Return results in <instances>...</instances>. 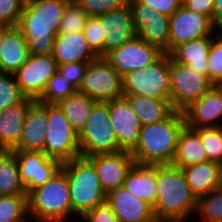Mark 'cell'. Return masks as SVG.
<instances>
[{
	"mask_svg": "<svg viewBox=\"0 0 222 222\" xmlns=\"http://www.w3.org/2000/svg\"><path fill=\"white\" fill-rule=\"evenodd\" d=\"M35 100L25 98L22 102L0 111V149L12 151L20 142L29 106Z\"/></svg>",
	"mask_w": 222,
	"mask_h": 222,
	"instance_id": "obj_23",
	"label": "cell"
},
{
	"mask_svg": "<svg viewBox=\"0 0 222 222\" xmlns=\"http://www.w3.org/2000/svg\"><path fill=\"white\" fill-rule=\"evenodd\" d=\"M96 102H109L124 97L122 76L105 57L88 63L83 82L78 89Z\"/></svg>",
	"mask_w": 222,
	"mask_h": 222,
	"instance_id": "obj_9",
	"label": "cell"
},
{
	"mask_svg": "<svg viewBox=\"0 0 222 222\" xmlns=\"http://www.w3.org/2000/svg\"><path fill=\"white\" fill-rule=\"evenodd\" d=\"M29 221H31V220H29V218H25L23 221H21V222H29Z\"/></svg>",
	"mask_w": 222,
	"mask_h": 222,
	"instance_id": "obj_49",
	"label": "cell"
},
{
	"mask_svg": "<svg viewBox=\"0 0 222 222\" xmlns=\"http://www.w3.org/2000/svg\"><path fill=\"white\" fill-rule=\"evenodd\" d=\"M157 203L154 215L169 222H186L196 213L197 198L190 191L181 168L157 165Z\"/></svg>",
	"mask_w": 222,
	"mask_h": 222,
	"instance_id": "obj_3",
	"label": "cell"
},
{
	"mask_svg": "<svg viewBox=\"0 0 222 222\" xmlns=\"http://www.w3.org/2000/svg\"><path fill=\"white\" fill-rule=\"evenodd\" d=\"M47 103L34 101L28 108L19 144L13 150L43 152Z\"/></svg>",
	"mask_w": 222,
	"mask_h": 222,
	"instance_id": "obj_21",
	"label": "cell"
},
{
	"mask_svg": "<svg viewBox=\"0 0 222 222\" xmlns=\"http://www.w3.org/2000/svg\"><path fill=\"white\" fill-rule=\"evenodd\" d=\"M124 97L129 101L142 126L161 122L175 111L171 100H158L142 95H124Z\"/></svg>",
	"mask_w": 222,
	"mask_h": 222,
	"instance_id": "obj_29",
	"label": "cell"
},
{
	"mask_svg": "<svg viewBox=\"0 0 222 222\" xmlns=\"http://www.w3.org/2000/svg\"><path fill=\"white\" fill-rule=\"evenodd\" d=\"M129 7L137 36L156 46L161 52L169 54V17L137 0H130Z\"/></svg>",
	"mask_w": 222,
	"mask_h": 222,
	"instance_id": "obj_11",
	"label": "cell"
},
{
	"mask_svg": "<svg viewBox=\"0 0 222 222\" xmlns=\"http://www.w3.org/2000/svg\"><path fill=\"white\" fill-rule=\"evenodd\" d=\"M43 152L61 163L80 157L78 133L58 104L47 103V128Z\"/></svg>",
	"mask_w": 222,
	"mask_h": 222,
	"instance_id": "obj_8",
	"label": "cell"
},
{
	"mask_svg": "<svg viewBox=\"0 0 222 222\" xmlns=\"http://www.w3.org/2000/svg\"><path fill=\"white\" fill-rule=\"evenodd\" d=\"M124 95H142L170 100V55L163 53L155 62L122 76Z\"/></svg>",
	"mask_w": 222,
	"mask_h": 222,
	"instance_id": "obj_6",
	"label": "cell"
},
{
	"mask_svg": "<svg viewBox=\"0 0 222 222\" xmlns=\"http://www.w3.org/2000/svg\"><path fill=\"white\" fill-rule=\"evenodd\" d=\"M28 215L35 222H65L73 215L69 184L60 169L45 184L27 195ZM69 216V217H68Z\"/></svg>",
	"mask_w": 222,
	"mask_h": 222,
	"instance_id": "obj_4",
	"label": "cell"
},
{
	"mask_svg": "<svg viewBox=\"0 0 222 222\" xmlns=\"http://www.w3.org/2000/svg\"><path fill=\"white\" fill-rule=\"evenodd\" d=\"M89 62H73L58 65L57 71L77 90L80 88Z\"/></svg>",
	"mask_w": 222,
	"mask_h": 222,
	"instance_id": "obj_42",
	"label": "cell"
},
{
	"mask_svg": "<svg viewBox=\"0 0 222 222\" xmlns=\"http://www.w3.org/2000/svg\"><path fill=\"white\" fill-rule=\"evenodd\" d=\"M183 114L185 125L192 129L222 126V85H213L185 108Z\"/></svg>",
	"mask_w": 222,
	"mask_h": 222,
	"instance_id": "obj_17",
	"label": "cell"
},
{
	"mask_svg": "<svg viewBox=\"0 0 222 222\" xmlns=\"http://www.w3.org/2000/svg\"><path fill=\"white\" fill-rule=\"evenodd\" d=\"M28 56L27 43L20 29L5 25L4 40L0 46V73L14 74Z\"/></svg>",
	"mask_w": 222,
	"mask_h": 222,
	"instance_id": "obj_25",
	"label": "cell"
},
{
	"mask_svg": "<svg viewBox=\"0 0 222 222\" xmlns=\"http://www.w3.org/2000/svg\"><path fill=\"white\" fill-rule=\"evenodd\" d=\"M27 195L19 180V169L13 151L0 153V196Z\"/></svg>",
	"mask_w": 222,
	"mask_h": 222,
	"instance_id": "obj_31",
	"label": "cell"
},
{
	"mask_svg": "<svg viewBox=\"0 0 222 222\" xmlns=\"http://www.w3.org/2000/svg\"><path fill=\"white\" fill-rule=\"evenodd\" d=\"M190 191L198 199L216 190L222 184V165L214 161L181 168Z\"/></svg>",
	"mask_w": 222,
	"mask_h": 222,
	"instance_id": "obj_22",
	"label": "cell"
},
{
	"mask_svg": "<svg viewBox=\"0 0 222 222\" xmlns=\"http://www.w3.org/2000/svg\"><path fill=\"white\" fill-rule=\"evenodd\" d=\"M157 165L135 163L123 182L135 197L145 200L153 208L157 203Z\"/></svg>",
	"mask_w": 222,
	"mask_h": 222,
	"instance_id": "obj_26",
	"label": "cell"
},
{
	"mask_svg": "<svg viewBox=\"0 0 222 222\" xmlns=\"http://www.w3.org/2000/svg\"><path fill=\"white\" fill-rule=\"evenodd\" d=\"M53 55L29 54L27 61L14 73L22 93L33 100L42 94L47 81L57 72Z\"/></svg>",
	"mask_w": 222,
	"mask_h": 222,
	"instance_id": "obj_14",
	"label": "cell"
},
{
	"mask_svg": "<svg viewBox=\"0 0 222 222\" xmlns=\"http://www.w3.org/2000/svg\"><path fill=\"white\" fill-rule=\"evenodd\" d=\"M27 215V195L0 196V222H21Z\"/></svg>",
	"mask_w": 222,
	"mask_h": 222,
	"instance_id": "obj_33",
	"label": "cell"
},
{
	"mask_svg": "<svg viewBox=\"0 0 222 222\" xmlns=\"http://www.w3.org/2000/svg\"><path fill=\"white\" fill-rule=\"evenodd\" d=\"M89 17L100 16L127 6L130 0H76Z\"/></svg>",
	"mask_w": 222,
	"mask_h": 222,
	"instance_id": "obj_40",
	"label": "cell"
},
{
	"mask_svg": "<svg viewBox=\"0 0 222 222\" xmlns=\"http://www.w3.org/2000/svg\"><path fill=\"white\" fill-rule=\"evenodd\" d=\"M211 45L212 35L183 43L169 55L176 62L187 65L195 72L207 76L208 54Z\"/></svg>",
	"mask_w": 222,
	"mask_h": 222,
	"instance_id": "obj_27",
	"label": "cell"
},
{
	"mask_svg": "<svg viewBox=\"0 0 222 222\" xmlns=\"http://www.w3.org/2000/svg\"><path fill=\"white\" fill-rule=\"evenodd\" d=\"M52 55L57 65L90 62L98 57L89 47L83 31L73 34H58L55 37Z\"/></svg>",
	"mask_w": 222,
	"mask_h": 222,
	"instance_id": "obj_24",
	"label": "cell"
},
{
	"mask_svg": "<svg viewBox=\"0 0 222 222\" xmlns=\"http://www.w3.org/2000/svg\"><path fill=\"white\" fill-rule=\"evenodd\" d=\"M213 25L222 30V0H214Z\"/></svg>",
	"mask_w": 222,
	"mask_h": 222,
	"instance_id": "obj_46",
	"label": "cell"
},
{
	"mask_svg": "<svg viewBox=\"0 0 222 222\" xmlns=\"http://www.w3.org/2000/svg\"><path fill=\"white\" fill-rule=\"evenodd\" d=\"M25 98L15 75L0 73V111L22 102Z\"/></svg>",
	"mask_w": 222,
	"mask_h": 222,
	"instance_id": "obj_37",
	"label": "cell"
},
{
	"mask_svg": "<svg viewBox=\"0 0 222 222\" xmlns=\"http://www.w3.org/2000/svg\"><path fill=\"white\" fill-rule=\"evenodd\" d=\"M97 17L104 33L103 57L137 36L129 5Z\"/></svg>",
	"mask_w": 222,
	"mask_h": 222,
	"instance_id": "obj_19",
	"label": "cell"
},
{
	"mask_svg": "<svg viewBox=\"0 0 222 222\" xmlns=\"http://www.w3.org/2000/svg\"><path fill=\"white\" fill-rule=\"evenodd\" d=\"M147 222H169L168 220H164V219H161L159 217H153L152 219H150L149 221Z\"/></svg>",
	"mask_w": 222,
	"mask_h": 222,
	"instance_id": "obj_48",
	"label": "cell"
},
{
	"mask_svg": "<svg viewBox=\"0 0 222 222\" xmlns=\"http://www.w3.org/2000/svg\"><path fill=\"white\" fill-rule=\"evenodd\" d=\"M61 170L66 174L69 184L73 215L83 216L106 201L97 171L87 158L79 157L64 162Z\"/></svg>",
	"mask_w": 222,
	"mask_h": 222,
	"instance_id": "obj_5",
	"label": "cell"
},
{
	"mask_svg": "<svg viewBox=\"0 0 222 222\" xmlns=\"http://www.w3.org/2000/svg\"><path fill=\"white\" fill-rule=\"evenodd\" d=\"M212 86L206 75L176 62L170 56V100L175 110L183 111Z\"/></svg>",
	"mask_w": 222,
	"mask_h": 222,
	"instance_id": "obj_10",
	"label": "cell"
},
{
	"mask_svg": "<svg viewBox=\"0 0 222 222\" xmlns=\"http://www.w3.org/2000/svg\"><path fill=\"white\" fill-rule=\"evenodd\" d=\"M207 161L209 160L200 135L194 129L184 125L177 138L176 152L171 165L184 168Z\"/></svg>",
	"mask_w": 222,
	"mask_h": 222,
	"instance_id": "obj_28",
	"label": "cell"
},
{
	"mask_svg": "<svg viewBox=\"0 0 222 222\" xmlns=\"http://www.w3.org/2000/svg\"><path fill=\"white\" fill-rule=\"evenodd\" d=\"M5 35V25H0V46L3 43Z\"/></svg>",
	"mask_w": 222,
	"mask_h": 222,
	"instance_id": "obj_47",
	"label": "cell"
},
{
	"mask_svg": "<svg viewBox=\"0 0 222 222\" xmlns=\"http://www.w3.org/2000/svg\"><path fill=\"white\" fill-rule=\"evenodd\" d=\"M17 159L19 180L28 195L33 189L45 184L60 169L62 163L44 152L12 150Z\"/></svg>",
	"mask_w": 222,
	"mask_h": 222,
	"instance_id": "obj_13",
	"label": "cell"
},
{
	"mask_svg": "<svg viewBox=\"0 0 222 222\" xmlns=\"http://www.w3.org/2000/svg\"><path fill=\"white\" fill-rule=\"evenodd\" d=\"M82 218L87 222H118L116 215L106 201L86 212Z\"/></svg>",
	"mask_w": 222,
	"mask_h": 222,
	"instance_id": "obj_43",
	"label": "cell"
},
{
	"mask_svg": "<svg viewBox=\"0 0 222 222\" xmlns=\"http://www.w3.org/2000/svg\"><path fill=\"white\" fill-rule=\"evenodd\" d=\"M88 15L76 1H69L60 21L58 34L76 33L83 31Z\"/></svg>",
	"mask_w": 222,
	"mask_h": 222,
	"instance_id": "obj_34",
	"label": "cell"
},
{
	"mask_svg": "<svg viewBox=\"0 0 222 222\" xmlns=\"http://www.w3.org/2000/svg\"><path fill=\"white\" fill-rule=\"evenodd\" d=\"M162 54L163 52L156 46L150 45L136 36L113 50L105 58L121 76H124L130 71L152 64Z\"/></svg>",
	"mask_w": 222,
	"mask_h": 222,
	"instance_id": "obj_15",
	"label": "cell"
},
{
	"mask_svg": "<svg viewBox=\"0 0 222 222\" xmlns=\"http://www.w3.org/2000/svg\"><path fill=\"white\" fill-rule=\"evenodd\" d=\"M180 3H181V5L186 1V0H178Z\"/></svg>",
	"mask_w": 222,
	"mask_h": 222,
	"instance_id": "obj_50",
	"label": "cell"
},
{
	"mask_svg": "<svg viewBox=\"0 0 222 222\" xmlns=\"http://www.w3.org/2000/svg\"><path fill=\"white\" fill-rule=\"evenodd\" d=\"M182 5L188 10L207 16L213 24L214 0H186Z\"/></svg>",
	"mask_w": 222,
	"mask_h": 222,
	"instance_id": "obj_45",
	"label": "cell"
},
{
	"mask_svg": "<svg viewBox=\"0 0 222 222\" xmlns=\"http://www.w3.org/2000/svg\"><path fill=\"white\" fill-rule=\"evenodd\" d=\"M184 125V114L180 110H175L161 122L143 125L137 146L131 152L135 163L170 165L175 156L178 135Z\"/></svg>",
	"mask_w": 222,
	"mask_h": 222,
	"instance_id": "obj_2",
	"label": "cell"
},
{
	"mask_svg": "<svg viewBox=\"0 0 222 222\" xmlns=\"http://www.w3.org/2000/svg\"><path fill=\"white\" fill-rule=\"evenodd\" d=\"M196 213L204 222H222V184L211 193L197 199Z\"/></svg>",
	"mask_w": 222,
	"mask_h": 222,
	"instance_id": "obj_35",
	"label": "cell"
},
{
	"mask_svg": "<svg viewBox=\"0 0 222 222\" xmlns=\"http://www.w3.org/2000/svg\"><path fill=\"white\" fill-rule=\"evenodd\" d=\"M76 91L77 89L57 71L47 81L43 94L36 101L39 103L58 104Z\"/></svg>",
	"mask_w": 222,
	"mask_h": 222,
	"instance_id": "obj_32",
	"label": "cell"
},
{
	"mask_svg": "<svg viewBox=\"0 0 222 222\" xmlns=\"http://www.w3.org/2000/svg\"><path fill=\"white\" fill-rule=\"evenodd\" d=\"M69 0H25L17 27L29 54L52 55L55 37Z\"/></svg>",
	"mask_w": 222,
	"mask_h": 222,
	"instance_id": "obj_1",
	"label": "cell"
},
{
	"mask_svg": "<svg viewBox=\"0 0 222 222\" xmlns=\"http://www.w3.org/2000/svg\"><path fill=\"white\" fill-rule=\"evenodd\" d=\"M139 3L147 5L150 9L170 17L180 6L178 0H137Z\"/></svg>",
	"mask_w": 222,
	"mask_h": 222,
	"instance_id": "obj_44",
	"label": "cell"
},
{
	"mask_svg": "<svg viewBox=\"0 0 222 222\" xmlns=\"http://www.w3.org/2000/svg\"><path fill=\"white\" fill-rule=\"evenodd\" d=\"M25 0H0V25H18Z\"/></svg>",
	"mask_w": 222,
	"mask_h": 222,
	"instance_id": "obj_41",
	"label": "cell"
},
{
	"mask_svg": "<svg viewBox=\"0 0 222 222\" xmlns=\"http://www.w3.org/2000/svg\"><path fill=\"white\" fill-rule=\"evenodd\" d=\"M106 202L118 222H147L155 217L150 204L135 197L123 186L110 190L106 194Z\"/></svg>",
	"mask_w": 222,
	"mask_h": 222,
	"instance_id": "obj_20",
	"label": "cell"
},
{
	"mask_svg": "<svg viewBox=\"0 0 222 222\" xmlns=\"http://www.w3.org/2000/svg\"><path fill=\"white\" fill-rule=\"evenodd\" d=\"M216 27L205 15L181 5L169 17V54L179 45L191 40L211 36ZM214 32V33H213Z\"/></svg>",
	"mask_w": 222,
	"mask_h": 222,
	"instance_id": "obj_12",
	"label": "cell"
},
{
	"mask_svg": "<svg viewBox=\"0 0 222 222\" xmlns=\"http://www.w3.org/2000/svg\"><path fill=\"white\" fill-rule=\"evenodd\" d=\"M83 33L92 51L98 57H103L104 33L99 18L88 17Z\"/></svg>",
	"mask_w": 222,
	"mask_h": 222,
	"instance_id": "obj_39",
	"label": "cell"
},
{
	"mask_svg": "<svg viewBox=\"0 0 222 222\" xmlns=\"http://www.w3.org/2000/svg\"><path fill=\"white\" fill-rule=\"evenodd\" d=\"M194 130L200 135L208 160L222 165V126Z\"/></svg>",
	"mask_w": 222,
	"mask_h": 222,
	"instance_id": "obj_36",
	"label": "cell"
},
{
	"mask_svg": "<svg viewBox=\"0 0 222 222\" xmlns=\"http://www.w3.org/2000/svg\"><path fill=\"white\" fill-rule=\"evenodd\" d=\"M108 111L120 150L131 153L137 146L142 127L138 116L125 97L110 100Z\"/></svg>",
	"mask_w": 222,
	"mask_h": 222,
	"instance_id": "obj_16",
	"label": "cell"
},
{
	"mask_svg": "<svg viewBox=\"0 0 222 222\" xmlns=\"http://www.w3.org/2000/svg\"><path fill=\"white\" fill-rule=\"evenodd\" d=\"M97 103L94 99L77 90L71 96L61 100L58 105L72 128L79 134Z\"/></svg>",
	"mask_w": 222,
	"mask_h": 222,
	"instance_id": "obj_30",
	"label": "cell"
},
{
	"mask_svg": "<svg viewBox=\"0 0 222 222\" xmlns=\"http://www.w3.org/2000/svg\"><path fill=\"white\" fill-rule=\"evenodd\" d=\"M87 159L94 165L103 191L123 186L127 173L135 164L130 152L119 151L115 153L97 154Z\"/></svg>",
	"mask_w": 222,
	"mask_h": 222,
	"instance_id": "obj_18",
	"label": "cell"
},
{
	"mask_svg": "<svg viewBox=\"0 0 222 222\" xmlns=\"http://www.w3.org/2000/svg\"><path fill=\"white\" fill-rule=\"evenodd\" d=\"M217 35L212 34L207 77L213 85H222V30H218Z\"/></svg>",
	"mask_w": 222,
	"mask_h": 222,
	"instance_id": "obj_38",
	"label": "cell"
},
{
	"mask_svg": "<svg viewBox=\"0 0 222 222\" xmlns=\"http://www.w3.org/2000/svg\"><path fill=\"white\" fill-rule=\"evenodd\" d=\"M80 157L121 151L112 128L108 102H98L78 134Z\"/></svg>",
	"mask_w": 222,
	"mask_h": 222,
	"instance_id": "obj_7",
	"label": "cell"
}]
</instances>
